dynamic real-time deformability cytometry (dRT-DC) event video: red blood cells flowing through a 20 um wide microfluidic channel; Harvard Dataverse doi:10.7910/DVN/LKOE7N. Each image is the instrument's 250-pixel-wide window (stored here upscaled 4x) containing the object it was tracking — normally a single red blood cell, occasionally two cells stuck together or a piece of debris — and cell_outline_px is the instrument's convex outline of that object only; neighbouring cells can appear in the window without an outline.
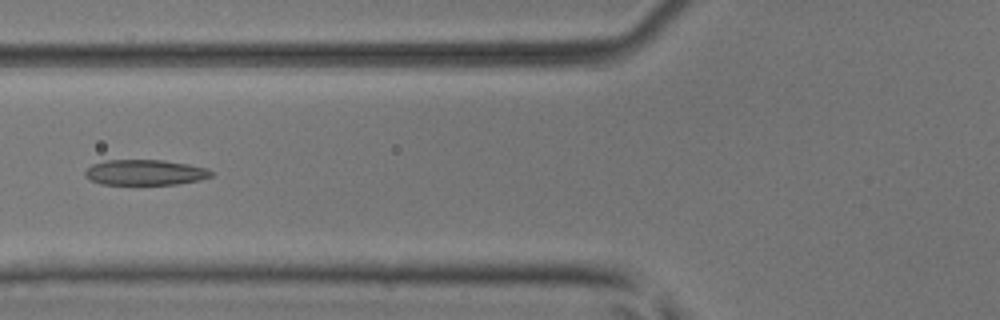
{"species": "common noctule bat (a hibernating species)", "species_latin": "Nyctalus noctula", "temperature_condition": "room temperature", "stored_images_in_passage": 5, "camera_frame_rate_fps": 3000, "um_per_image_px": 0.085, "animal": {"sex": "male", "body_mass_g": 17.9, "forearm_length_mm": 54.2}, "frame": {"image": 1, "passage_image": 5, "time_ms": 1.333, "image_size_px": [1000, 320], "cell_outline_px": [[212, 176], [200, 180], [176, 184], [100, 184], [88, 180], [84, 176], [84, 172], [92, 164], [104, 160], [164, 160], [188, 164], [208, 168], [212, 172]], "centroid_in_image_um": [12.3, 14.65], "position_along_channel_um": 113.5, "area_um2": 18.84}}